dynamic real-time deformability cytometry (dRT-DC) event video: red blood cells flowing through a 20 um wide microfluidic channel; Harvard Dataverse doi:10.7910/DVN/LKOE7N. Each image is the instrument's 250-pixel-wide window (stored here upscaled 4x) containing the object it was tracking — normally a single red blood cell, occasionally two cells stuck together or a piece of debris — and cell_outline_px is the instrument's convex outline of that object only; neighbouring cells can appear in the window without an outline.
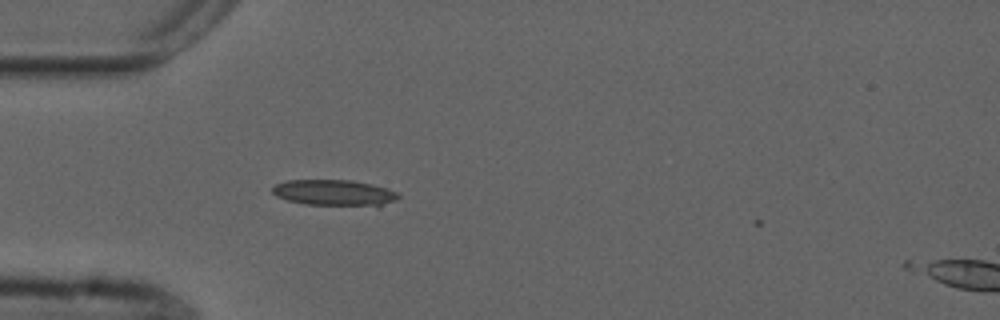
{"species": "common noctule bat (a hibernating species)", "species_latin": "Nyctalus noctula", "temperature_condition": "cold", "stored_images_in_passage": 2, "camera_frame_rate_fps": 3000, "um_per_image_px": 0.085, "animal": {"sex": "male", "forearm_length_mm": 52.5}, "frame": {"image": 1, "passage_image": 1, "time_ms": 0.0, "image_size_px": [1000, 320], "cell_outline_px": [[400, 196], [396, 200], [376, 208], [304, 204], [288, 200], [276, 196], [272, 192], [272, 188], [276, 184], [288, 180], [352, 180], [372, 184], [388, 188], [396, 192]], "centroid_in_image_um": [28.49, 16.42], "position_along_channel_um": 56.5, "area_um2": 19.71}}